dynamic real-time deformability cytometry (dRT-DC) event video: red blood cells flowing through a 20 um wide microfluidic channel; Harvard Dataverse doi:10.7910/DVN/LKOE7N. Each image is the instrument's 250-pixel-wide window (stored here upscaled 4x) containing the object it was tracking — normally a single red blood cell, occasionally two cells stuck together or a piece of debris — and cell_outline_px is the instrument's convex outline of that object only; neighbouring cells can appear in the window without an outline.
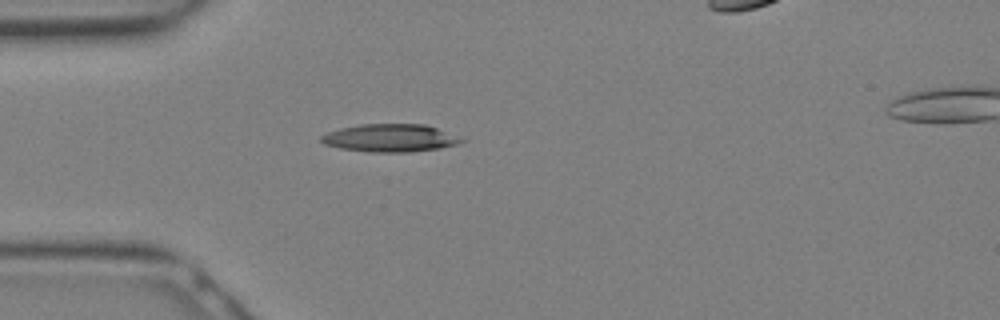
{"species": "Egyptian fruit bat (a non-hibernating species)", "species_latin": "Rousettus aegyptiacus", "temperature_condition": "warm", "stored_images_in_passage": 7, "camera_frame_rate_fps": 3000, "um_per_image_px": 0.085, "animal": {"sex": "female"}, "frame": {"image": 1, "passage_image": 1, "time_ms": 0.0, "image_size_px": [1000, 320], "cell_outline_px": [[464, 140], [456, 144], [440, 148], [408, 152], [372, 152], [340, 148], [324, 144], [320, 140], [320, 136], [328, 132], [340, 128], [360, 124], [424, 124], [436, 128]], "centroid_in_image_um": [33.09, 11.73], "position_along_channel_um": 51.9, "area_um2": 22.37}}
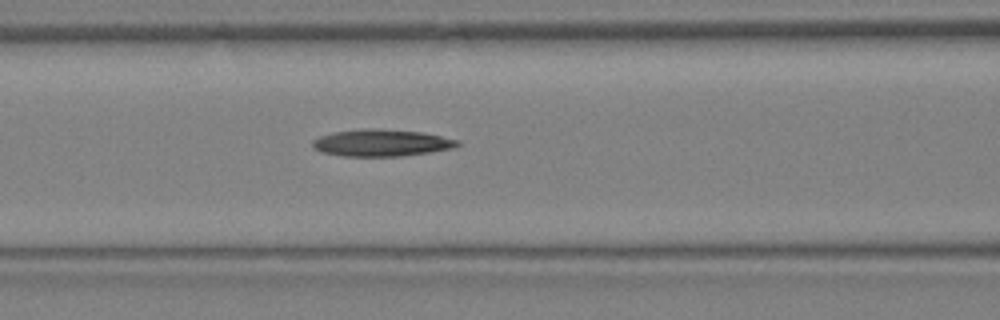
{"frame": {"image": 2, "passage_image": 5, "time_ms": 1.333, "image_size_px": [1000, 320], "cell_outline_px": [[460, 144], [452, 148], [404, 156], [340, 156], [320, 152], [312, 148], [312, 140], [320, 136], [332, 132], [420, 132], [460, 140]], "centroid_in_image_um": [32.4, 12.21], "position_along_channel_um": 134.2, "area_um2": 21.39}}
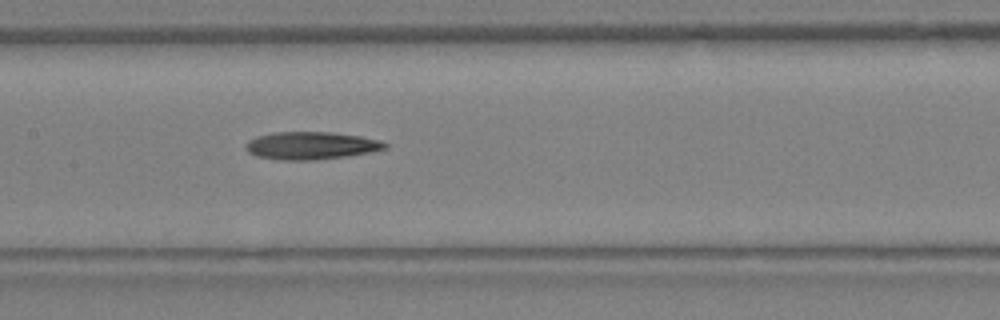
{"frame": {"image": 3, "passage_image": 7, "time_ms": 2.0, "image_size_px": [1000, 320], "cell_outline_px": [[388, 148], [372, 152], [348, 156], [316, 160], [280, 160], [256, 156], [248, 152], [244, 148], [248, 140], [256, 136], [276, 132], [332, 132], [360, 136], [380, 140], [388, 144]], "centroid_in_image_um": [26.45, 12.38], "position_along_channel_um": 181.0, "area_um2": 22.66}}